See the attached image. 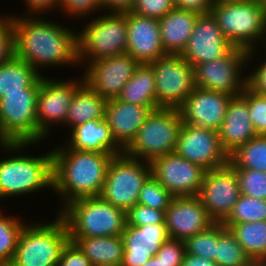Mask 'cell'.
<instances>
[{
    "mask_svg": "<svg viewBox=\"0 0 266 266\" xmlns=\"http://www.w3.org/2000/svg\"><path fill=\"white\" fill-rule=\"evenodd\" d=\"M12 15L14 56L39 68L77 64V33L35 15ZM26 16V17H25ZM48 65V66H47Z\"/></svg>",
    "mask_w": 266,
    "mask_h": 266,
    "instance_id": "1",
    "label": "cell"
},
{
    "mask_svg": "<svg viewBox=\"0 0 266 266\" xmlns=\"http://www.w3.org/2000/svg\"><path fill=\"white\" fill-rule=\"evenodd\" d=\"M52 154L53 190L62 196V207L79 198L100 196L115 155L73 150L67 146L53 149Z\"/></svg>",
    "mask_w": 266,
    "mask_h": 266,
    "instance_id": "2",
    "label": "cell"
},
{
    "mask_svg": "<svg viewBox=\"0 0 266 266\" xmlns=\"http://www.w3.org/2000/svg\"><path fill=\"white\" fill-rule=\"evenodd\" d=\"M31 144L34 143H0L4 151L14 154L0 160V199L53 188L52 151L41 157L21 155L19 151Z\"/></svg>",
    "mask_w": 266,
    "mask_h": 266,
    "instance_id": "3",
    "label": "cell"
},
{
    "mask_svg": "<svg viewBox=\"0 0 266 266\" xmlns=\"http://www.w3.org/2000/svg\"><path fill=\"white\" fill-rule=\"evenodd\" d=\"M59 215L66 223L69 237L121 236L127 224L126 211L101 196L73 200Z\"/></svg>",
    "mask_w": 266,
    "mask_h": 266,
    "instance_id": "4",
    "label": "cell"
},
{
    "mask_svg": "<svg viewBox=\"0 0 266 266\" xmlns=\"http://www.w3.org/2000/svg\"><path fill=\"white\" fill-rule=\"evenodd\" d=\"M210 12L234 47L254 51L257 41L266 36V10L261 0H214Z\"/></svg>",
    "mask_w": 266,
    "mask_h": 266,
    "instance_id": "5",
    "label": "cell"
},
{
    "mask_svg": "<svg viewBox=\"0 0 266 266\" xmlns=\"http://www.w3.org/2000/svg\"><path fill=\"white\" fill-rule=\"evenodd\" d=\"M69 240L66 223L59 214L51 223L25 224L9 266H57Z\"/></svg>",
    "mask_w": 266,
    "mask_h": 266,
    "instance_id": "6",
    "label": "cell"
},
{
    "mask_svg": "<svg viewBox=\"0 0 266 266\" xmlns=\"http://www.w3.org/2000/svg\"><path fill=\"white\" fill-rule=\"evenodd\" d=\"M182 123L178 108L152 111L123 153L151 163L157 157L175 152Z\"/></svg>",
    "mask_w": 266,
    "mask_h": 266,
    "instance_id": "7",
    "label": "cell"
},
{
    "mask_svg": "<svg viewBox=\"0 0 266 266\" xmlns=\"http://www.w3.org/2000/svg\"><path fill=\"white\" fill-rule=\"evenodd\" d=\"M77 34V56L79 64H89L102 58L126 53V11H109L85 25ZM87 58V59H86ZM89 60V61H87Z\"/></svg>",
    "mask_w": 266,
    "mask_h": 266,
    "instance_id": "8",
    "label": "cell"
},
{
    "mask_svg": "<svg viewBox=\"0 0 266 266\" xmlns=\"http://www.w3.org/2000/svg\"><path fill=\"white\" fill-rule=\"evenodd\" d=\"M40 79L22 92L0 99V143H37V96Z\"/></svg>",
    "mask_w": 266,
    "mask_h": 266,
    "instance_id": "9",
    "label": "cell"
},
{
    "mask_svg": "<svg viewBox=\"0 0 266 266\" xmlns=\"http://www.w3.org/2000/svg\"><path fill=\"white\" fill-rule=\"evenodd\" d=\"M152 175L151 163L120 154L111 160L100 196L126 212L137 204L140 190Z\"/></svg>",
    "mask_w": 266,
    "mask_h": 266,
    "instance_id": "10",
    "label": "cell"
},
{
    "mask_svg": "<svg viewBox=\"0 0 266 266\" xmlns=\"http://www.w3.org/2000/svg\"><path fill=\"white\" fill-rule=\"evenodd\" d=\"M149 64L159 108H179L195 89L194 68L180 54H166Z\"/></svg>",
    "mask_w": 266,
    "mask_h": 266,
    "instance_id": "11",
    "label": "cell"
},
{
    "mask_svg": "<svg viewBox=\"0 0 266 266\" xmlns=\"http://www.w3.org/2000/svg\"><path fill=\"white\" fill-rule=\"evenodd\" d=\"M254 51L234 47L226 56L197 65L194 68L195 87L219 91L231 96L241 95L246 88L242 68L252 59ZM246 62V63H245Z\"/></svg>",
    "mask_w": 266,
    "mask_h": 266,
    "instance_id": "12",
    "label": "cell"
},
{
    "mask_svg": "<svg viewBox=\"0 0 266 266\" xmlns=\"http://www.w3.org/2000/svg\"><path fill=\"white\" fill-rule=\"evenodd\" d=\"M84 82L74 80H57L40 78V88L37 96L36 117L38 121V142L46 139L51 130L49 125L66 123L69 107L76 89ZM53 123V124H52Z\"/></svg>",
    "mask_w": 266,
    "mask_h": 266,
    "instance_id": "13",
    "label": "cell"
},
{
    "mask_svg": "<svg viewBox=\"0 0 266 266\" xmlns=\"http://www.w3.org/2000/svg\"><path fill=\"white\" fill-rule=\"evenodd\" d=\"M175 152L186 160L209 171L229 162L218 131L182 123Z\"/></svg>",
    "mask_w": 266,
    "mask_h": 266,
    "instance_id": "14",
    "label": "cell"
},
{
    "mask_svg": "<svg viewBox=\"0 0 266 266\" xmlns=\"http://www.w3.org/2000/svg\"><path fill=\"white\" fill-rule=\"evenodd\" d=\"M198 198L216 223H222L240 196L237 174L227 163L205 172Z\"/></svg>",
    "mask_w": 266,
    "mask_h": 266,
    "instance_id": "15",
    "label": "cell"
},
{
    "mask_svg": "<svg viewBox=\"0 0 266 266\" xmlns=\"http://www.w3.org/2000/svg\"><path fill=\"white\" fill-rule=\"evenodd\" d=\"M153 177L173 196L198 195L206 170L176 152L151 162Z\"/></svg>",
    "mask_w": 266,
    "mask_h": 266,
    "instance_id": "16",
    "label": "cell"
},
{
    "mask_svg": "<svg viewBox=\"0 0 266 266\" xmlns=\"http://www.w3.org/2000/svg\"><path fill=\"white\" fill-rule=\"evenodd\" d=\"M138 65L128 53L118 54L90 62L82 77L92 90L109 100L120 95Z\"/></svg>",
    "mask_w": 266,
    "mask_h": 266,
    "instance_id": "17",
    "label": "cell"
},
{
    "mask_svg": "<svg viewBox=\"0 0 266 266\" xmlns=\"http://www.w3.org/2000/svg\"><path fill=\"white\" fill-rule=\"evenodd\" d=\"M234 46L223 36L211 12L199 14L194 30L180 54L193 68L226 56Z\"/></svg>",
    "mask_w": 266,
    "mask_h": 266,
    "instance_id": "18",
    "label": "cell"
},
{
    "mask_svg": "<svg viewBox=\"0 0 266 266\" xmlns=\"http://www.w3.org/2000/svg\"><path fill=\"white\" fill-rule=\"evenodd\" d=\"M164 223L169 238L185 240L216 223L197 195L174 196L165 210Z\"/></svg>",
    "mask_w": 266,
    "mask_h": 266,
    "instance_id": "19",
    "label": "cell"
},
{
    "mask_svg": "<svg viewBox=\"0 0 266 266\" xmlns=\"http://www.w3.org/2000/svg\"><path fill=\"white\" fill-rule=\"evenodd\" d=\"M231 95L195 87L178 108L185 124L219 131Z\"/></svg>",
    "mask_w": 266,
    "mask_h": 266,
    "instance_id": "20",
    "label": "cell"
},
{
    "mask_svg": "<svg viewBox=\"0 0 266 266\" xmlns=\"http://www.w3.org/2000/svg\"><path fill=\"white\" fill-rule=\"evenodd\" d=\"M127 51L139 64L157 60L166 55L160 36L159 21L126 11Z\"/></svg>",
    "mask_w": 266,
    "mask_h": 266,
    "instance_id": "21",
    "label": "cell"
},
{
    "mask_svg": "<svg viewBox=\"0 0 266 266\" xmlns=\"http://www.w3.org/2000/svg\"><path fill=\"white\" fill-rule=\"evenodd\" d=\"M124 254L121 266H143L169 238L165 224L126 225L121 235Z\"/></svg>",
    "mask_w": 266,
    "mask_h": 266,
    "instance_id": "22",
    "label": "cell"
},
{
    "mask_svg": "<svg viewBox=\"0 0 266 266\" xmlns=\"http://www.w3.org/2000/svg\"><path fill=\"white\" fill-rule=\"evenodd\" d=\"M153 110L112 98L107 101L104 119L116 143L124 150L135 138L140 127Z\"/></svg>",
    "mask_w": 266,
    "mask_h": 266,
    "instance_id": "23",
    "label": "cell"
},
{
    "mask_svg": "<svg viewBox=\"0 0 266 266\" xmlns=\"http://www.w3.org/2000/svg\"><path fill=\"white\" fill-rule=\"evenodd\" d=\"M218 133L228 155L258 135L249 117L247 100L242 95L231 97Z\"/></svg>",
    "mask_w": 266,
    "mask_h": 266,
    "instance_id": "24",
    "label": "cell"
},
{
    "mask_svg": "<svg viewBox=\"0 0 266 266\" xmlns=\"http://www.w3.org/2000/svg\"><path fill=\"white\" fill-rule=\"evenodd\" d=\"M67 148L79 151H97L123 154V149L114 140L110 127L105 119L88 121L71 129ZM69 146V147H68Z\"/></svg>",
    "mask_w": 266,
    "mask_h": 266,
    "instance_id": "25",
    "label": "cell"
},
{
    "mask_svg": "<svg viewBox=\"0 0 266 266\" xmlns=\"http://www.w3.org/2000/svg\"><path fill=\"white\" fill-rule=\"evenodd\" d=\"M199 13L174 8L158 19L161 42L166 54H181L191 36Z\"/></svg>",
    "mask_w": 266,
    "mask_h": 266,
    "instance_id": "26",
    "label": "cell"
},
{
    "mask_svg": "<svg viewBox=\"0 0 266 266\" xmlns=\"http://www.w3.org/2000/svg\"><path fill=\"white\" fill-rule=\"evenodd\" d=\"M93 266L121 265L124 243L121 236L69 237Z\"/></svg>",
    "mask_w": 266,
    "mask_h": 266,
    "instance_id": "27",
    "label": "cell"
},
{
    "mask_svg": "<svg viewBox=\"0 0 266 266\" xmlns=\"http://www.w3.org/2000/svg\"><path fill=\"white\" fill-rule=\"evenodd\" d=\"M120 101L159 109L156 99L155 76L150 64H139L131 79L117 97Z\"/></svg>",
    "mask_w": 266,
    "mask_h": 266,
    "instance_id": "28",
    "label": "cell"
},
{
    "mask_svg": "<svg viewBox=\"0 0 266 266\" xmlns=\"http://www.w3.org/2000/svg\"><path fill=\"white\" fill-rule=\"evenodd\" d=\"M107 101L83 82L74 93L66 125L72 129L88 121L104 119Z\"/></svg>",
    "mask_w": 266,
    "mask_h": 266,
    "instance_id": "29",
    "label": "cell"
},
{
    "mask_svg": "<svg viewBox=\"0 0 266 266\" xmlns=\"http://www.w3.org/2000/svg\"><path fill=\"white\" fill-rule=\"evenodd\" d=\"M43 75L14 55L0 64V99L7 93L22 92L31 88Z\"/></svg>",
    "mask_w": 266,
    "mask_h": 266,
    "instance_id": "30",
    "label": "cell"
},
{
    "mask_svg": "<svg viewBox=\"0 0 266 266\" xmlns=\"http://www.w3.org/2000/svg\"><path fill=\"white\" fill-rule=\"evenodd\" d=\"M230 230L252 261L266 262V221L233 224Z\"/></svg>",
    "mask_w": 266,
    "mask_h": 266,
    "instance_id": "31",
    "label": "cell"
},
{
    "mask_svg": "<svg viewBox=\"0 0 266 266\" xmlns=\"http://www.w3.org/2000/svg\"><path fill=\"white\" fill-rule=\"evenodd\" d=\"M233 168L266 172V135H257L229 155Z\"/></svg>",
    "mask_w": 266,
    "mask_h": 266,
    "instance_id": "32",
    "label": "cell"
},
{
    "mask_svg": "<svg viewBox=\"0 0 266 266\" xmlns=\"http://www.w3.org/2000/svg\"><path fill=\"white\" fill-rule=\"evenodd\" d=\"M251 261L230 228L220 223V236L214 261L217 266H247Z\"/></svg>",
    "mask_w": 266,
    "mask_h": 266,
    "instance_id": "33",
    "label": "cell"
},
{
    "mask_svg": "<svg viewBox=\"0 0 266 266\" xmlns=\"http://www.w3.org/2000/svg\"><path fill=\"white\" fill-rule=\"evenodd\" d=\"M266 221V200L240 194L228 217L222 222L226 228L233 224Z\"/></svg>",
    "mask_w": 266,
    "mask_h": 266,
    "instance_id": "34",
    "label": "cell"
},
{
    "mask_svg": "<svg viewBox=\"0 0 266 266\" xmlns=\"http://www.w3.org/2000/svg\"><path fill=\"white\" fill-rule=\"evenodd\" d=\"M23 228L18 217L5 216L0 211V263L9 265L12 262Z\"/></svg>",
    "mask_w": 266,
    "mask_h": 266,
    "instance_id": "35",
    "label": "cell"
},
{
    "mask_svg": "<svg viewBox=\"0 0 266 266\" xmlns=\"http://www.w3.org/2000/svg\"><path fill=\"white\" fill-rule=\"evenodd\" d=\"M220 223H214L210 228L184 240L187 254L215 261Z\"/></svg>",
    "mask_w": 266,
    "mask_h": 266,
    "instance_id": "36",
    "label": "cell"
},
{
    "mask_svg": "<svg viewBox=\"0 0 266 266\" xmlns=\"http://www.w3.org/2000/svg\"><path fill=\"white\" fill-rule=\"evenodd\" d=\"M174 196L151 175L143 184L137 204L166 210Z\"/></svg>",
    "mask_w": 266,
    "mask_h": 266,
    "instance_id": "37",
    "label": "cell"
},
{
    "mask_svg": "<svg viewBox=\"0 0 266 266\" xmlns=\"http://www.w3.org/2000/svg\"><path fill=\"white\" fill-rule=\"evenodd\" d=\"M239 181L240 194L266 200V172L233 168Z\"/></svg>",
    "mask_w": 266,
    "mask_h": 266,
    "instance_id": "38",
    "label": "cell"
},
{
    "mask_svg": "<svg viewBox=\"0 0 266 266\" xmlns=\"http://www.w3.org/2000/svg\"><path fill=\"white\" fill-rule=\"evenodd\" d=\"M248 103L249 117L258 135H266V96L253 93L247 87L241 94Z\"/></svg>",
    "mask_w": 266,
    "mask_h": 266,
    "instance_id": "39",
    "label": "cell"
},
{
    "mask_svg": "<svg viewBox=\"0 0 266 266\" xmlns=\"http://www.w3.org/2000/svg\"><path fill=\"white\" fill-rule=\"evenodd\" d=\"M127 224L143 226L149 224H165V210L154 209L141 204H136L126 212Z\"/></svg>",
    "mask_w": 266,
    "mask_h": 266,
    "instance_id": "40",
    "label": "cell"
},
{
    "mask_svg": "<svg viewBox=\"0 0 266 266\" xmlns=\"http://www.w3.org/2000/svg\"><path fill=\"white\" fill-rule=\"evenodd\" d=\"M174 8V0H135L130 11L144 17L160 19Z\"/></svg>",
    "mask_w": 266,
    "mask_h": 266,
    "instance_id": "41",
    "label": "cell"
},
{
    "mask_svg": "<svg viewBox=\"0 0 266 266\" xmlns=\"http://www.w3.org/2000/svg\"><path fill=\"white\" fill-rule=\"evenodd\" d=\"M186 254L184 240L168 238L157 251L156 257L165 266H181Z\"/></svg>",
    "mask_w": 266,
    "mask_h": 266,
    "instance_id": "42",
    "label": "cell"
},
{
    "mask_svg": "<svg viewBox=\"0 0 266 266\" xmlns=\"http://www.w3.org/2000/svg\"><path fill=\"white\" fill-rule=\"evenodd\" d=\"M59 8H62L61 13L71 15L74 18L82 17L88 14H94L99 11L102 6L100 0H60ZM94 12V13H93ZM77 16V17H76Z\"/></svg>",
    "mask_w": 266,
    "mask_h": 266,
    "instance_id": "43",
    "label": "cell"
},
{
    "mask_svg": "<svg viewBox=\"0 0 266 266\" xmlns=\"http://www.w3.org/2000/svg\"><path fill=\"white\" fill-rule=\"evenodd\" d=\"M12 15L0 17V64L14 55Z\"/></svg>",
    "mask_w": 266,
    "mask_h": 266,
    "instance_id": "44",
    "label": "cell"
},
{
    "mask_svg": "<svg viewBox=\"0 0 266 266\" xmlns=\"http://www.w3.org/2000/svg\"><path fill=\"white\" fill-rule=\"evenodd\" d=\"M57 266H93L85 254L71 240L64 246Z\"/></svg>",
    "mask_w": 266,
    "mask_h": 266,
    "instance_id": "45",
    "label": "cell"
},
{
    "mask_svg": "<svg viewBox=\"0 0 266 266\" xmlns=\"http://www.w3.org/2000/svg\"><path fill=\"white\" fill-rule=\"evenodd\" d=\"M246 77V87L253 93L266 96V60Z\"/></svg>",
    "mask_w": 266,
    "mask_h": 266,
    "instance_id": "46",
    "label": "cell"
},
{
    "mask_svg": "<svg viewBox=\"0 0 266 266\" xmlns=\"http://www.w3.org/2000/svg\"><path fill=\"white\" fill-rule=\"evenodd\" d=\"M214 0H174L175 8L194 11L199 14L208 13Z\"/></svg>",
    "mask_w": 266,
    "mask_h": 266,
    "instance_id": "47",
    "label": "cell"
},
{
    "mask_svg": "<svg viewBox=\"0 0 266 266\" xmlns=\"http://www.w3.org/2000/svg\"><path fill=\"white\" fill-rule=\"evenodd\" d=\"M26 8L28 15L34 14L35 16L38 14H43L44 12H49L50 8L59 7L60 0H25ZM49 10V11H48Z\"/></svg>",
    "mask_w": 266,
    "mask_h": 266,
    "instance_id": "48",
    "label": "cell"
},
{
    "mask_svg": "<svg viewBox=\"0 0 266 266\" xmlns=\"http://www.w3.org/2000/svg\"><path fill=\"white\" fill-rule=\"evenodd\" d=\"M134 3L135 0H100L102 8L117 12L129 11Z\"/></svg>",
    "mask_w": 266,
    "mask_h": 266,
    "instance_id": "49",
    "label": "cell"
},
{
    "mask_svg": "<svg viewBox=\"0 0 266 266\" xmlns=\"http://www.w3.org/2000/svg\"><path fill=\"white\" fill-rule=\"evenodd\" d=\"M181 266H217V264L212 260L186 253Z\"/></svg>",
    "mask_w": 266,
    "mask_h": 266,
    "instance_id": "50",
    "label": "cell"
},
{
    "mask_svg": "<svg viewBox=\"0 0 266 266\" xmlns=\"http://www.w3.org/2000/svg\"><path fill=\"white\" fill-rule=\"evenodd\" d=\"M143 266H165L161 260L154 255Z\"/></svg>",
    "mask_w": 266,
    "mask_h": 266,
    "instance_id": "51",
    "label": "cell"
},
{
    "mask_svg": "<svg viewBox=\"0 0 266 266\" xmlns=\"http://www.w3.org/2000/svg\"><path fill=\"white\" fill-rule=\"evenodd\" d=\"M247 266H266L265 261H251Z\"/></svg>",
    "mask_w": 266,
    "mask_h": 266,
    "instance_id": "52",
    "label": "cell"
},
{
    "mask_svg": "<svg viewBox=\"0 0 266 266\" xmlns=\"http://www.w3.org/2000/svg\"><path fill=\"white\" fill-rule=\"evenodd\" d=\"M262 1V5L264 6L265 10H266V0H261Z\"/></svg>",
    "mask_w": 266,
    "mask_h": 266,
    "instance_id": "53",
    "label": "cell"
},
{
    "mask_svg": "<svg viewBox=\"0 0 266 266\" xmlns=\"http://www.w3.org/2000/svg\"><path fill=\"white\" fill-rule=\"evenodd\" d=\"M0 266H9V265H7V264H3V263H0Z\"/></svg>",
    "mask_w": 266,
    "mask_h": 266,
    "instance_id": "54",
    "label": "cell"
}]
</instances>
